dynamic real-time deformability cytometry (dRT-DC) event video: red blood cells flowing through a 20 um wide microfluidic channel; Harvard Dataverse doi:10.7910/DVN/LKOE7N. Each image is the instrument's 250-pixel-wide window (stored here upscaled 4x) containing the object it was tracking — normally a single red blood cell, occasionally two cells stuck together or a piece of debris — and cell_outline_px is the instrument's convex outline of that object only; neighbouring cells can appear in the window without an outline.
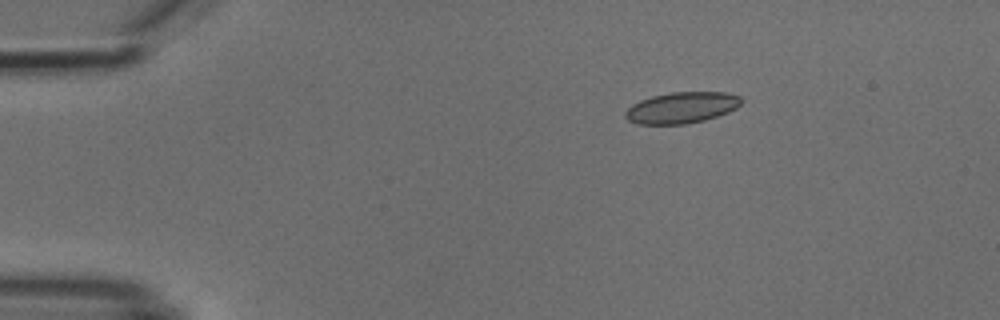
{"species": "common noctule bat (a hibernating species)", "species_latin": "Nyctalus noctula", "temperature_condition": "cold", "stored_images_in_passage": 3, "camera_frame_rate_fps": 3000, "um_per_image_px": 0.085, "animal": {"sex": "male", "body_mass_g": 18.8}, "frame": {"image": 1, "passage_image": 1, "time_ms": 0.0, "image_size_px": [1000, 320], "cell_outline_px": [[744, 100], [736, 108], [728, 112], [704, 120], [684, 124], [636, 124], [628, 120], [624, 116], [624, 112], [632, 104], [640, 100], [652, 96], [672, 92], [724, 92], [740, 96]], "centroid_in_image_um": [57.93, 9.15], "position_along_channel_um": 27.1, "area_um2": 21.1}}